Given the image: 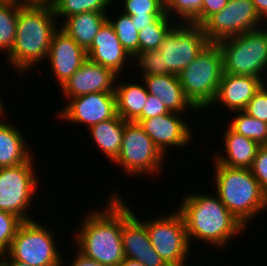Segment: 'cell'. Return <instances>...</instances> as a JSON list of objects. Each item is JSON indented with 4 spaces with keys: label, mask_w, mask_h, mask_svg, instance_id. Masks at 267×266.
Segmentation results:
<instances>
[{
    "label": "cell",
    "mask_w": 267,
    "mask_h": 266,
    "mask_svg": "<svg viewBox=\"0 0 267 266\" xmlns=\"http://www.w3.org/2000/svg\"><path fill=\"white\" fill-rule=\"evenodd\" d=\"M21 4L16 0H0V52L9 53L14 45L18 9Z\"/></svg>",
    "instance_id": "obj_26"
},
{
    "label": "cell",
    "mask_w": 267,
    "mask_h": 266,
    "mask_svg": "<svg viewBox=\"0 0 267 266\" xmlns=\"http://www.w3.org/2000/svg\"><path fill=\"white\" fill-rule=\"evenodd\" d=\"M1 256L5 260L6 266H31L28 263H24V262H21V261L13 260L7 254H3Z\"/></svg>",
    "instance_id": "obj_43"
},
{
    "label": "cell",
    "mask_w": 267,
    "mask_h": 266,
    "mask_svg": "<svg viewBox=\"0 0 267 266\" xmlns=\"http://www.w3.org/2000/svg\"><path fill=\"white\" fill-rule=\"evenodd\" d=\"M216 195L245 227L267 210V195L248 168H231L213 160ZM256 216V217H255Z\"/></svg>",
    "instance_id": "obj_4"
},
{
    "label": "cell",
    "mask_w": 267,
    "mask_h": 266,
    "mask_svg": "<svg viewBox=\"0 0 267 266\" xmlns=\"http://www.w3.org/2000/svg\"><path fill=\"white\" fill-rule=\"evenodd\" d=\"M223 73L221 50L217 43L210 42L195 60L178 74L185 97L198 112H207L214 102Z\"/></svg>",
    "instance_id": "obj_5"
},
{
    "label": "cell",
    "mask_w": 267,
    "mask_h": 266,
    "mask_svg": "<svg viewBox=\"0 0 267 266\" xmlns=\"http://www.w3.org/2000/svg\"><path fill=\"white\" fill-rule=\"evenodd\" d=\"M209 43L201 25L177 23L158 48L163 54V74L178 75Z\"/></svg>",
    "instance_id": "obj_11"
},
{
    "label": "cell",
    "mask_w": 267,
    "mask_h": 266,
    "mask_svg": "<svg viewBox=\"0 0 267 266\" xmlns=\"http://www.w3.org/2000/svg\"><path fill=\"white\" fill-rule=\"evenodd\" d=\"M75 254L74 257H72L71 261L69 263V261L65 262V257L66 256H62V261H61V266H65L68 264H70L69 266H105V265H102L101 263L95 261V260H92V259H89L85 256H83L81 253H79L77 250L74 251ZM68 263V264H67Z\"/></svg>",
    "instance_id": "obj_39"
},
{
    "label": "cell",
    "mask_w": 267,
    "mask_h": 266,
    "mask_svg": "<svg viewBox=\"0 0 267 266\" xmlns=\"http://www.w3.org/2000/svg\"><path fill=\"white\" fill-rule=\"evenodd\" d=\"M147 92L155 95L170 112L184 114L198 111L185 97L178 75L163 74L154 76H142ZM190 109V110H188Z\"/></svg>",
    "instance_id": "obj_20"
},
{
    "label": "cell",
    "mask_w": 267,
    "mask_h": 266,
    "mask_svg": "<svg viewBox=\"0 0 267 266\" xmlns=\"http://www.w3.org/2000/svg\"><path fill=\"white\" fill-rule=\"evenodd\" d=\"M86 52L91 61L111 69L120 77L126 75L123 72L127 64L130 63L133 66V58L121 45L116 32L108 21L99 29L92 45Z\"/></svg>",
    "instance_id": "obj_18"
},
{
    "label": "cell",
    "mask_w": 267,
    "mask_h": 266,
    "mask_svg": "<svg viewBox=\"0 0 267 266\" xmlns=\"http://www.w3.org/2000/svg\"><path fill=\"white\" fill-rule=\"evenodd\" d=\"M21 5L53 6L55 0H16Z\"/></svg>",
    "instance_id": "obj_42"
},
{
    "label": "cell",
    "mask_w": 267,
    "mask_h": 266,
    "mask_svg": "<svg viewBox=\"0 0 267 266\" xmlns=\"http://www.w3.org/2000/svg\"><path fill=\"white\" fill-rule=\"evenodd\" d=\"M229 0H202L201 24L212 14L221 11Z\"/></svg>",
    "instance_id": "obj_38"
},
{
    "label": "cell",
    "mask_w": 267,
    "mask_h": 266,
    "mask_svg": "<svg viewBox=\"0 0 267 266\" xmlns=\"http://www.w3.org/2000/svg\"><path fill=\"white\" fill-rule=\"evenodd\" d=\"M23 222L16 215L0 210V255L8 252L12 240Z\"/></svg>",
    "instance_id": "obj_34"
},
{
    "label": "cell",
    "mask_w": 267,
    "mask_h": 266,
    "mask_svg": "<svg viewBox=\"0 0 267 266\" xmlns=\"http://www.w3.org/2000/svg\"><path fill=\"white\" fill-rule=\"evenodd\" d=\"M162 56L158 49L139 52L133 58V67L139 69L141 76L163 75Z\"/></svg>",
    "instance_id": "obj_33"
},
{
    "label": "cell",
    "mask_w": 267,
    "mask_h": 266,
    "mask_svg": "<svg viewBox=\"0 0 267 266\" xmlns=\"http://www.w3.org/2000/svg\"><path fill=\"white\" fill-rule=\"evenodd\" d=\"M166 156L158 149L142 127L133 121H125L120 153L113 162L128 177H150L162 174ZM148 174V175H147Z\"/></svg>",
    "instance_id": "obj_7"
},
{
    "label": "cell",
    "mask_w": 267,
    "mask_h": 266,
    "mask_svg": "<svg viewBox=\"0 0 267 266\" xmlns=\"http://www.w3.org/2000/svg\"><path fill=\"white\" fill-rule=\"evenodd\" d=\"M161 16H131V20L136 25V30L139 32L146 26L152 25Z\"/></svg>",
    "instance_id": "obj_40"
},
{
    "label": "cell",
    "mask_w": 267,
    "mask_h": 266,
    "mask_svg": "<svg viewBox=\"0 0 267 266\" xmlns=\"http://www.w3.org/2000/svg\"><path fill=\"white\" fill-rule=\"evenodd\" d=\"M115 83L116 111L124 121H134L142 112L147 101L148 92L144 82L119 81ZM119 81V82H117Z\"/></svg>",
    "instance_id": "obj_24"
},
{
    "label": "cell",
    "mask_w": 267,
    "mask_h": 266,
    "mask_svg": "<svg viewBox=\"0 0 267 266\" xmlns=\"http://www.w3.org/2000/svg\"><path fill=\"white\" fill-rule=\"evenodd\" d=\"M255 179L267 195V145H261L250 168Z\"/></svg>",
    "instance_id": "obj_36"
},
{
    "label": "cell",
    "mask_w": 267,
    "mask_h": 266,
    "mask_svg": "<svg viewBox=\"0 0 267 266\" xmlns=\"http://www.w3.org/2000/svg\"><path fill=\"white\" fill-rule=\"evenodd\" d=\"M6 115V111L0 113V168L25 163L34 153L22 129L5 121Z\"/></svg>",
    "instance_id": "obj_22"
},
{
    "label": "cell",
    "mask_w": 267,
    "mask_h": 266,
    "mask_svg": "<svg viewBox=\"0 0 267 266\" xmlns=\"http://www.w3.org/2000/svg\"><path fill=\"white\" fill-rule=\"evenodd\" d=\"M1 96V95H0ZM2 100H0V113L5 112L6 107L4 106V104L1 102ZM5 108V109H4Z\"/></svg>",
    "instance_id": "obj_45"
},
{
    "label": "cell",
    "mask_w": 267,
    "mask_h": 266,
    "mask_svg": "<svg viewBox=\"0 0 267 266\" xmlns=\"http://www.w3.org/2000/svg\"><path fill=\"white\" fill-rule=\"evenodd\" d=\"M131 208L122 197L121 240L125 258L139 261L144 266H168L153 248L145 223Z\"/></svg>",
    "instance_id": "obj_15"
},
{
    "label": "cell",
    "mask_w": 267,
    "mask_h": 266,
    "mask_svg": "<svg viewBox=\"0 0 267 266\" xmlns=\"http://www.w3.org/2000/svg\"><path fill=\"white\" fill-rule=\"evenodd\" d=\"M244 112L267 123V89L263 85L248 102Z\"/></svg>",
    "instance_id": "obj_35"
},
{
    "label": "cell",
    "mask_w": 267,
    "mask_h": 266,
    "mask_svg": "<svg viewBox=\"0 0 267 266\" xmlns=\"http://www.w3.org/2000/svg\"><path fill=\"white\" fill-rule=\"evenodd\" d=\"M184 193L180 212L187 230V237L192 247L193 241L207 243L222 250L235 237H239L247 228L226 208L214 193ZM188 194V195H187ZM242 232V233H241ZM203 240V241H202Z\"/></svg>",
    "instance_id": "obj_2"
},
{
    "label": "cell",
    "mask_w": 267,
    "mask_h": 266,
    "mask_svg": "<svg viewBox=\"0 0 267 266\" xmlns=\"http://www.w3.org/2000/svg\"><path fill=\"white\" fill-rule=\"evenodd\" d=\"M57 23L51 6L21 5L14 45L4 54L8 66L22 76L33 73L31 69L47 58L52 36L59 28Z\"/></svg>",
    "instance_id": "obj_3"
},
{
    "label": "cell",
    "mask_w": 267,
    "mask_h": 266,
    "mask_svg": "<svg viewBox=\"0 0 267 266\" xmlns=\"http://www.w3.org/2000/svg\"><path fill=\"white\" fill-rule=\"evenodd\" d=\"M113 3L114 0H55L52 8L58 22H63L83 12H107Z\"/></svg>",
    "instance_id": "obj_27"
},
{
    "label": "cell",
    "mask_w": 267,
    "mask_h": 266,
    "mask_svg": "<svg viewBox=\"0 0 267 266\" xmlns=\"http://www.w3.org/2000/svg\"><path fill=\"white\" fill-rule=\"evenodd\" d=\"M117 266H144V265L139 261L132 260V259H129V258H125Z\"/></svg>",
    "instance_id": "obj_44"
},
{
    "label": "cell",
    "mask_w": 267,
    "mask_h": 266,
    "mask_svg": "<svg viewBox=\"0 0 267 266\" xmlns=\"http://www.w3.org/2000/svg\"><path fill=\"white\" fill-rule=\"evenodd\" d=\"M146 219V225L151 244L155 251L168 266H189L188 258L192 254L187 230L180 212L176 209L172 212Z\"/></svg>",
    "instance_id": "obj_10"
},
{
    "label": "cell",
    "mask_w": 267,
    "mask_h": 266,
    "mask_svg": "<svg viewBox=\"0 0 267 266\" xmlns=\"http://www.w3.org/2000/svg\"><path fill=\"white\" fill-rule=\"evenodd\" d=\"M259 17L267 24V0H252Z\"/></svg>",
    "instance_id": "obj_41"
},
{
    "label": "cell",
    "mask_w": 267,
    "mask_h": 266,
    "mask_svg": "<svg viewBox=\"0 0 267 266\" xmlns=\"http://www.w3.org/2000/svg\"><path fill=\"white\" fill-rule=\"evenodd\" d=\"M117 76L111 69L87 58L82 66L59 89L66 98L65 101L90 93H115Z\"/></svg>",
    "instance_id": "obj_17"
},
{
    "label": "cell",
    "mask_w": 267,
    "mask_h": 266,
    "mask_svg": "<svg viewBox=\"0 0 267 266\" xmlns=\"http://www.w3.org/2000/svg\"><path fill=\"white\" fill-rule=\"evenodd\" d=\"M57 111L61 122L86 125V128L114 118L117 115L115 93L97 92L70 98Z\"/></svg>",
    "instance_id": "obj_13"
},
{
    "label": "cell",
    "mask_w": 267,
    "mask_h": 266,
    "mask_svg": "<svg viewBox=\"0 0 267 266\" xmlns=\"http://www.w3.org/2000/svg\"><path fill=\"white\" fill-rule=\"evenodd\" d=\"M223 144L224 150L215 152L213 160L217 163L231 168L252 167L254 158L261 146L258 142L249 139L235 131L228 125L224 127Z\"/></svg>",
    "instance_id": "obj_21"
},
{
    "label": "cell",
    "mask_w": 267,
    "mask_h": 266,
    "mask_svg": "<svg viewBox=\"0 0 267 266\" xmlns=\"http://www.w3.org/2000/svg\"><path fill=\"white\" fill-rule=\"evenodd\" d=\"M265 25L252 0H229L221 11L209 16L201 27L208 40L217 43Z\"/></svg>",
    "instance_id": "obj_12"
},
{
    "label": "cell",
    "mask_w": 267,
    "mask_h": 266,
    "mask_svg": "<svg viewBox=\"0 0 267 266\" xmlns=\"http://www.w3.org/2000/svg\"><path fill=\"white\" fill-rule=\"evenodd\" d=\"M124 123L118 114L107 121L100 122L88 128L95 146L107 160L114 162L120 153V147L124 134Z\"/></svg>",
    "instance_id": "obj_25"
},
{
    "label": "cell",
    "mask_w": 267,
    "mask_h": 266,
    "mask_svg": "<svg viewBox=\"0 0 267 266\" xmlns=\"http://www.w3.org/2000/svg\"><path fill=\"white\" fill-rule=\"evenodd\" d=\"M183 117V114L169 112L150 119H135L133 122L142 127L158 149L167 157L171 147L178 150L179 147L184 149L194 140L192 126Z\"/></svg>",
    "instance_id": "obj_14"
},
{
    "label": "cell",
    "mask_w": 267,
    "mask_h": 266,
    "mask_svg": "<svg viewBox=\"0 0 267 266\" xmlns=\"http://www.w3.org/2000/svg\"><path fill=\"white\" fill-rule=\"evenodd\" d=\"M233 113V115H232ZM231 121L227 124L233 131L258 142L267 145V123L249 116L244 111L232 112ZM235 113V114H234Z\"/></svg>",
    "instance_id": "obj_28"
},
{
    "label": "cell",
    "mask_w": 267,
    "mask_h": 266,
    "mask_svg": "<svg viewBox=\"0 0 267 266\" xmlns=\"http://www.w3.org/2000/svg\"><path fill=\"white\" fill-rule=\"evenodd\" d=\"M267 81H265L264 83H263V86L267 89V83H266Z\"/></svg>",
    "instance_id": "obj_47"
},
{
    "label": "cell",
    "mask_w": 267,
    "mask_h": 266,
    "mask_svg": "<svg viewBox=\"0 0 267 266\" xmlns=\"http://www.w3.org/2000/svg\"><path fill=\"white\" fill-rule=\"evenodd\" d=\"M0 266H6L5 260L2 256H0Z\"/></svg>",
    "instance_id": "obj_46"
},
{
    "label": "cell",
    "mask_w": 267,
    "mask_h": 266,
    "mask_svg": "<svg viewBox=\"0 0 267 266\" xmlns=\"http://www.w3.org/2000/svg\"><path fill=\"white\" fill-rule=\"evenodd\" d=\"M169 112L170 111L158 99L157 96L148 93V98L142 109V112L136 119H150Z\"/></svg>",
    "instance_id": "obj_37"
},
{
    "label": "cell",
    "mask_w": 267,
    "mask_h": 266,
    "mask_svg": "<svg viewBox=\"0 0 267 266\" xmlns=\"http://www.w3.org/2000/svg\"><path fill=\"white\" fill-rule=\"evenodd\" d=\"M122 11L130 16H162L165 0H121ZM116 3L117 1L114 0Z\"/></svg>",
    "instance_id": "obj_32"
},
{
    "label": "cell",
    "mask_w": 267,
    "mask_h": 266,
    "mask_svg": "<svg viewBox=\"0 0 267 266\" xmlns=\"http://www.w3.org/2000/svg\"><path fill=\"white\" fill-rule=\"evenodd\" d=\"M86 50L60 27L54 32L46 61L60 88L87 59Z\"/></svg>",
    "instance_id": "obj_16"
},
{
    "label": "cell",
    "mask_w": 267,
    "mask_h": 266,
    "mask_svg": "<svg viewBox=\"0 0 267 266\" xmlns=\"http://www.w3.org/2000/svg\"><path fill=\"white\" fill-rule=\"evenodd\" d=\"M116 15V19H113L112 14L107 16V21L116 32L121 45L134 58L139 53V32L136 30V25L132 22L130 15L123 12H118Z\"/></svg>",
    "instance_id": "obj_30"
},
{
    "label": "cell",
    "mask_w": 267,
    "mask_h": 266,
    "mask_svg": "<svg viewBox=\"0 0 267 266\" xmlns=\"http://www.w3.org/2000/svg\"><path fill=\"white\" fill-rule=\"evenodd\" d=\"M47 225L36 219L24 221L6 254L31 266H61L62 254L55 230Z\"/></svg>",
    "instance_id": "obj_9"
},
{
    "label": "cell",
    "mask_w": 267,
    "mask_h": 266,
    "mask_svg": "<svg viewBox=\"0 0 267 266\" xmlns=\"http://www.w3.org/2000/svg\"><path fill=\"white\" fill-rule=\"evenodd\" d=\"M263 83L257 77L223 73L217 96L209 108L212 109L213 107L214 110L218 104L220 105L219 107L225 108V111H229V113L244 111L248 102L261 88Z\"/></svg>",
    "instance_id": "obj_19"
},
{
    "label": "cell",
    "mask_w": 267,
    "mask_h": 266,
    "mask_svg": "<svg viewBox=\"0 0 267 266\" xmlns=\"http://www.w3.org/2000/svg\"><path fill=\"white\" fill-rule=\"evenodd\" d=\"M165 12L152 25L146 26L138 33L139 52L158 49L167 33L177 24Z\"/></svg>",
    "instance_id": "obj_29"
},
{
    "label": "cell",
    "mask_w": 267,
    "mask_h": 266,
    "mask_svg": "<svg viewBox=\"0 0 267 266\" xmlns=\"http://www.w3.org/2000/svg\"><path fill=\"white\" fill-rule=\"evenodd\" d=\"M201 9L202 0H165V12L177 23L201 25Z\"/></svg>",
    "instance_id": "obj_31"
},
{
    "label": "cell",
    "mask_w": 267,
    "mask_h": 266,
    "mask_svg": "<svg viewBox=\"0 0 267 266\" xmlns=\"http://www.w3.org/2000/svg\"><path fill=\"white\" fill-rule=\"evenodd\" d=\"M109 12H83L68 17L59 27L78 45L87 50L93 43L99 29L107 21Z\"/></svg>",
    "instance_id": "obj_23"
},
{
    "label": "cell",
    "mask_w": 267,
    "mask_h": 266,
    "mask_svg": "<svg viewBox=\"0 0 267 266\" xmlns=\"http://www.w3.org/2000/svg\"><path fill=\"white\" fill-rule=\"evenodd\" d=\"M217 44L222 53L224 73L249 75L267 81V25Z\"/></svg>",
    "instance_id": "obj_6"
},
{
    "label": "cell",
    "mask_w": 267,
    "mask_h": 266,
    "mask_svg": "<svg viewBox=\"0 0 267 266\" xmlns=\"http://www.w3.org/2000/svg\"><path fill=\"white\" fill-rule=\"evenodd\" d=\"M112 192L104 201L105 206L83 215L72 240L79 253L105 266H117L125 259L121 240L122 193Z\"/></svg>",
    "instance_id": "obj_1"
},
{
    "label": "cell",
    "mask_w": 267,
    "mask_h": 266,
    "mask_svg": "<svg viewBox=\"0 0 267 266\" xmlns=\"http://www.w3.org/2000/svg\"><path fill=\"white\" fill-rule=\"evenodd\" d=\"M35 161L33 154L25 163L0 168V210L16 215L23 221L36 219L29 214L32 213L31 202H34L32 200L41 188L38 187L41 185L38 184Z\"/></svg>",
    "instance_id": "obj_8"
}]
</instances>
